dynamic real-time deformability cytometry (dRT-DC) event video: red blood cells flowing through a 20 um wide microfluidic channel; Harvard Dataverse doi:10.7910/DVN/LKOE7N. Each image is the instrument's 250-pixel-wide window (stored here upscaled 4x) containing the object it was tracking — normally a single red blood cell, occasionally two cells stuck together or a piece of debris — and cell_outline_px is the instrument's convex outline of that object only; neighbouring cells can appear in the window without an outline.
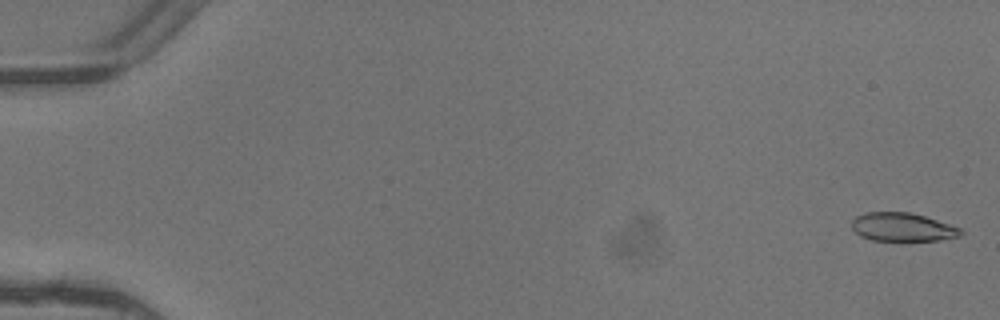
{"species": "common noctule bat (a hibernating species)", "species_latin": "Nyctalus noctula", "temperature_condition": "warm", "stored_images_in_passage": 5, "camera_frame_rate_fps": 3000, "um_per_image_px": 0.085, "animal": {"sex": "female"}, "frame": {"image": 1, "passage_image": 1, "time_ms": 0.0, "image_size_px": [1000, 320], "cell_outline_px": [[964, 232], [960, 236], [940, 240], [908, 244], [900, 244], [872, 240], [860, 236], [852, 228], [852, 220], [856, 216], [864, 212], [908, 212], [924, 216], [960, 228]], "centroid_in_image_um": [76.7, 19.37], "position_along_channel_um": 8.3, "area_um2": 19.02}}
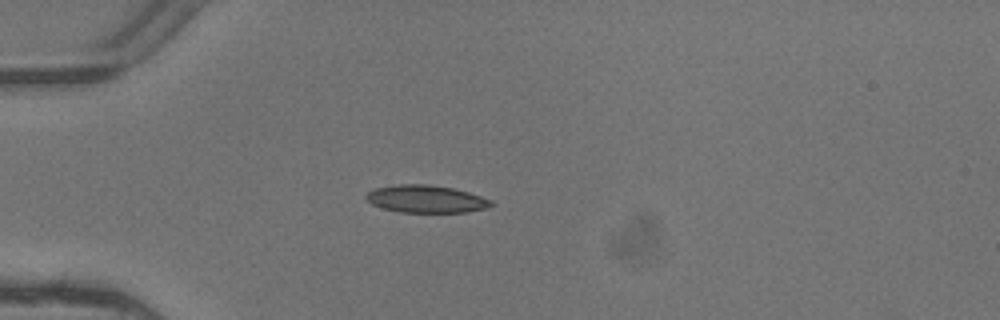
{"frame": {"image": 2, "passage_image": 5, "time_ms": 1.333, "image_size_px": [1000, 320], "cell_outline_px": [[496, 204], [488, 208], [468, 212], [400, 212], [384, 208], [372, 204], [364, 196], [368, 192], [376, 188], [396, 184], [428, 184], [452, 188], [468, 192], [492, 200]], "centroid_in_image_um": [36.25, 16.91], "position_along_channel_um": 48.7, "area_um2": 20.06}}